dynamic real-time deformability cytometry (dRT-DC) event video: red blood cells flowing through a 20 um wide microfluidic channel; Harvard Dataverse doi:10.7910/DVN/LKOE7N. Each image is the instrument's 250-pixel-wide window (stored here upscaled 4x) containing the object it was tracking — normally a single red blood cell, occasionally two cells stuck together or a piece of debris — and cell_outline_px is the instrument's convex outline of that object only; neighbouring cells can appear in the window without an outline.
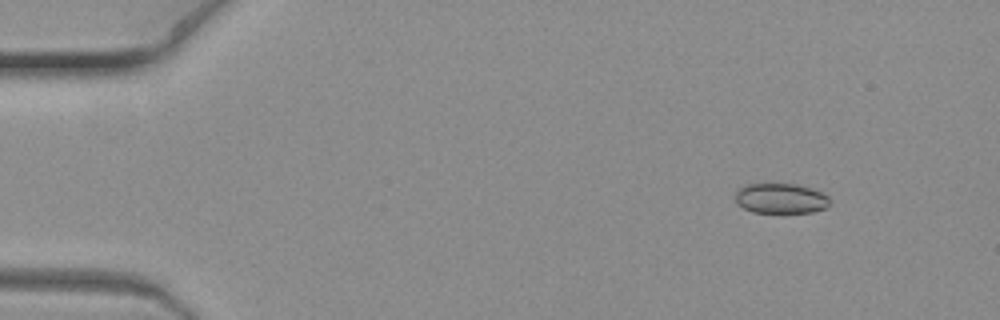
{"species": "common noctule bat (a hibernating species)", "species_latin": "Nyctalus noctula", "temperature_condition": "warm", "stored_images_in_passage": 7, "camera_frame_rate_fps": 3000, "um_per_image_px": 0.085, "animal": {"sex": "female", "body_mass_g": 19.3, "forearm_length_mm": 54.1}, "frame": {"image": 1, "passage_image": 3, "time_ms": 0.667, "image_size_px": [1000, 320], "cell_outline_px": [[832, 200], [828, 208], [812, 212], [752, 212], [736, 204], [736, 188], [744, 184], [796, 184], [820, 192], [828, 196]], "centroid_in_image_um": [66.35, 16.87], "position_along_channel_um": 18.6, "area_um2": 16.7}}
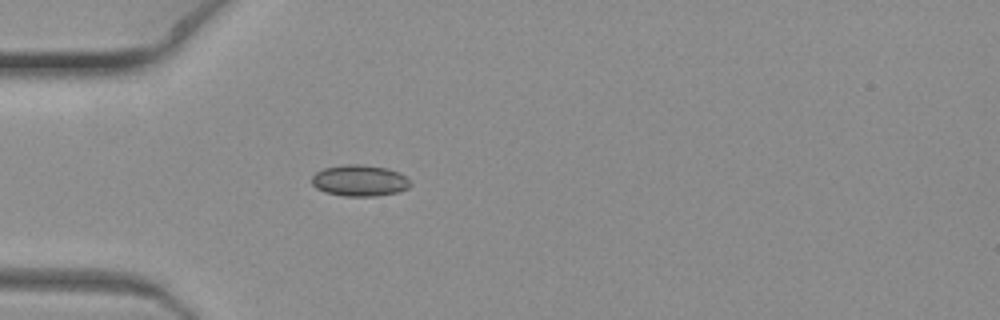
{"frame": {"image": 2, "passage_image": 7, "time_ms": 2.0, "image_size_px": [1000, 320], "cell_outline_px": [[412, 184], [408, 188], [396, 192], [376, 196], [344, 196], [324, 192], [316, 188], [312, 184], [312, 176], [316, 172], [324, 168], [344, 164], [360, 164], [388, 168], [400, 172]], "centroid_in_image_um": [30.55, 15.34], "position_along_channel_um": 54.4, "area_um2": 18.03}}